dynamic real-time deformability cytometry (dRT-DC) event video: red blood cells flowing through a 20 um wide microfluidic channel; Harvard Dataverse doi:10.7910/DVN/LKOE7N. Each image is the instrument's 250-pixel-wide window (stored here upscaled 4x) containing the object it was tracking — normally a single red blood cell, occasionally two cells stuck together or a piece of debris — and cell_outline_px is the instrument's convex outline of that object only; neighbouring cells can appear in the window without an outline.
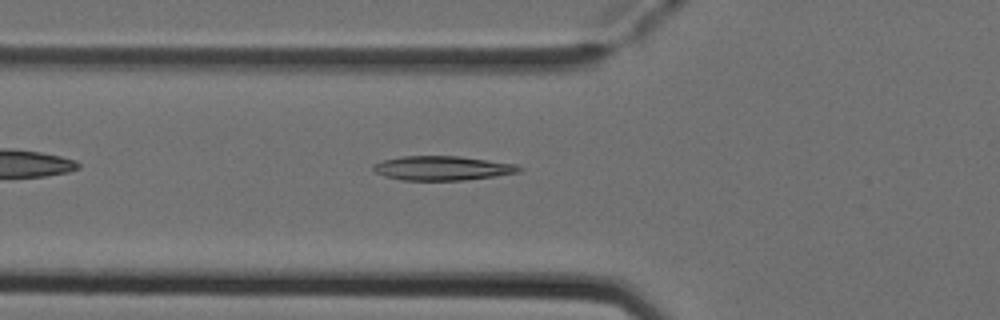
{"species": "Egyptian fruit bat (a non-hibernating species)", "species_latin": "Rousettus aegyptiacus", "temperature_condition": "cold", "stored_images_in_passage": 4, "camera_frame_rate_fps": 3000, "um_per_image_px": 0.085, "animal": {"sex": "female"}, "frame": {"image": 1, "passage_image": 4, "time_ms": 1.0, "image_size_px": [1000, 320], "cell_outline_px": [[524, 168], [520, 172], [464, 180], [400, 180], [384, 176], [376, 172], [372, 168], [372, 164], [384, 160], [400, 156], [460, 156], [516, 164]], "centroid_in_image_um": [37.58, 14.29], "position_along_channel_um": 88.2, "area_um2": 20.63}}